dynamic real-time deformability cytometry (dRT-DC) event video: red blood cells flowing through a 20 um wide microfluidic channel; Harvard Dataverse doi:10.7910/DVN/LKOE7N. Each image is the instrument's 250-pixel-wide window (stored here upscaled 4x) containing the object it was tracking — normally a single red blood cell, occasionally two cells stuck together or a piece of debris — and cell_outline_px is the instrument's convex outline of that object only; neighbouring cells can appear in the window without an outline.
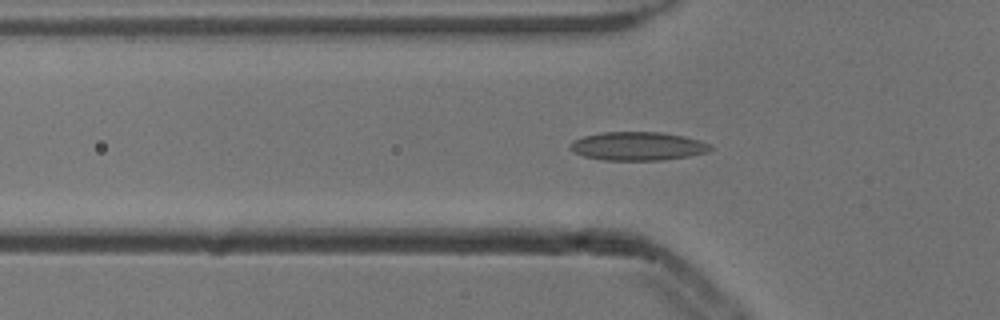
{"species": "common noctule bat (a hibernating species)", "species_latin": "Nyctalus noctula", "temperature_condition": "cold", "stored_images_in_passage": 55, "camera_frame_rate_fps": 3000, "um_per_image_px": 0.085, "animal": {"sex": "male", "body_mass_g": 13.3}, "frame": {"image": 1, "passage_image": 18, "time_ms": 5.667, "image_size_px": [1000, 320], "cell_outline_px": [[712, 148], [704, 152], [688, 156], [660, 160], [604, 160], [584, 156], [568, 148], [568, 144], [572, 140], [584, 136], [604, 132], [660, 132], [684, 136], [712, 144]], "centroid_in_image_um": [54.17, 12.42], "position_along_channel_um": 71.6, "area_um2": 23.18}}
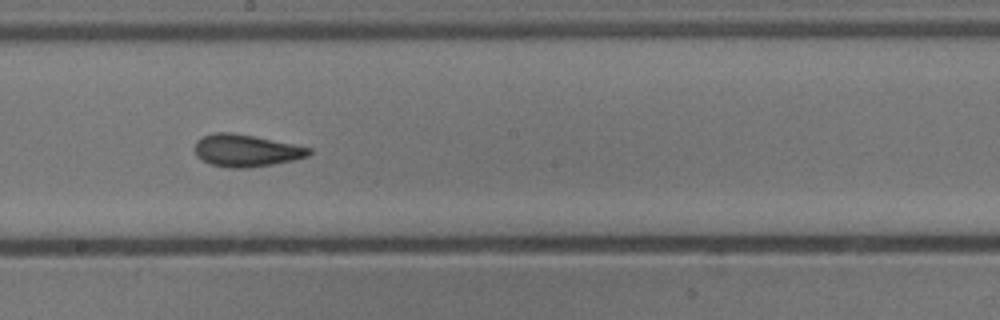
{"frame": {"image": 2, "passage_image": 30, "time_ms": 9.667, "image_size_px": [1000, 320], "cell_outline_px": [[312, 152], [308, 156], [292, 160], [272, 164], [248, 168], [228, 168], [212, 164], [196, 156], [196, 140], [212, 132], [232, 132], [312, 148]], "centroid_in_image_um": [20.91, 12.79], "position_along_channel_um": 227.3, "area_um2": 21.15}}
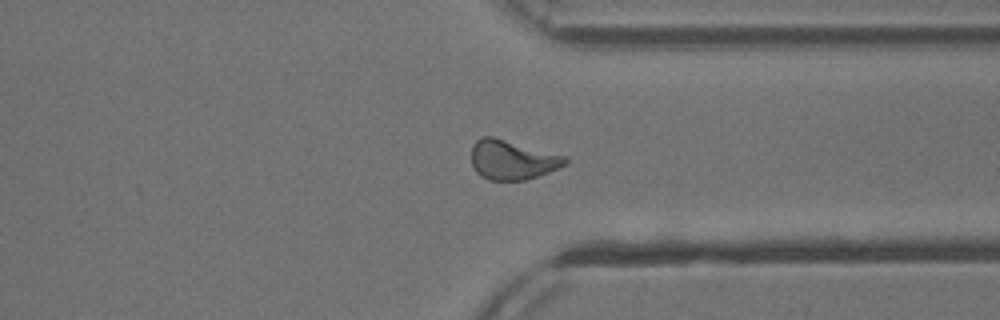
{"frame": {"image": 3, "passage_image": 41, "time_ms": 13.333, "image_size_px": [1000, 320], "cell_outline_px": [[568, 164], [548, 172], [524, 180], [488, 180], [480, 176], [476, 172], [472, 164], [472, 144], [476, 140], [484, 136], [492, 136], [568, 156]], "centroid_in_image_um": [43.55, 13.58], "position_along_channel_um": 367.8, "area_um2": 21.68}, "authors_computed_cell_mechanics": {"area_um2": 21.097, "velocity_mm_per_s": 3.8635, "shape_relaxation_time_tau1_ms": 7.6289, "shape_relaxation_time_tau2_ms": 1.6273, "deformation_change_tau1": 0.1815, "deformation_change_tau2": 0.0908}}